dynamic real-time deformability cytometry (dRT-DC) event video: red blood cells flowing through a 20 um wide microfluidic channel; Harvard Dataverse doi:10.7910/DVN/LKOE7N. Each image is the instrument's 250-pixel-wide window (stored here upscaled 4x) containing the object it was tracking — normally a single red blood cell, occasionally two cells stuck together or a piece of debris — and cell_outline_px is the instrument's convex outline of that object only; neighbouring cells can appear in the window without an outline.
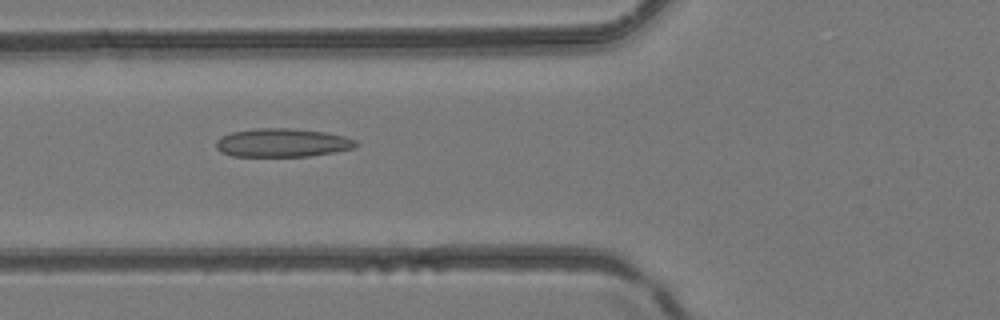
{"species": "common noctule bat (a hibernating species)", "species_latin": "Nyctalus noctula", "temperature_condition": "room temperature", "stored_images_in_passage": 5, "camera_frame_rate_fps": 3000, "um_per_image_px": 0.085, "animal": {"sex": "female", "body_mass_g": 24.6, "forearm_length_mm": 56.2}, "frame": {"image": 1, "passage_image": 5, "time_ms": 1.333, "image_size_px": [1000, 320], "cell_outline_px": [[360, 144], [356, 148], [336, 152], [308, 156], [232, 156], [220, 152], [216, 148], [216, 140], [220, 136], [232, 132], [256, 128], [292, 128], [324, 132], [344, 136], [356, 140]], "centroid_in_image_um": [24.01, 12.13], "position_along_channel_um": 101.8, "area_um2": 23.47}}